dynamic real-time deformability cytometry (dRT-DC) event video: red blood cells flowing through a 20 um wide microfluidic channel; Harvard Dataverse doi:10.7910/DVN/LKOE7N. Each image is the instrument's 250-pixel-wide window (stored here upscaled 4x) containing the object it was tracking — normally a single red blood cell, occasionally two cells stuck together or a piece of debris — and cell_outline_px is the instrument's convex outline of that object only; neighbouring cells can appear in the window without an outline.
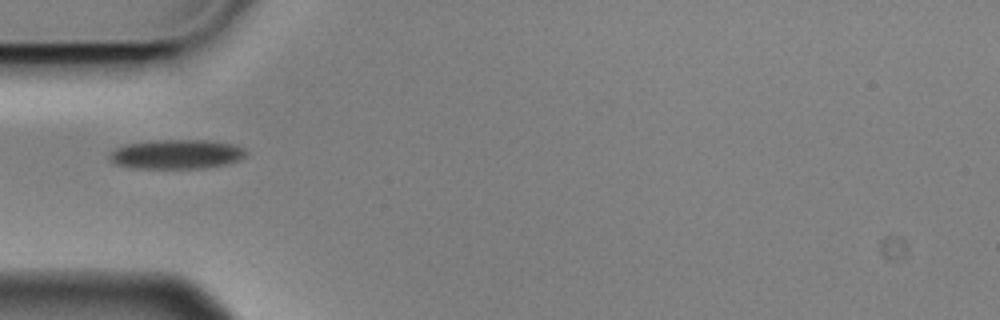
{"species": "Egyptian fruit bat (a non-hibernating species)", "species_latin": "Rousettus aegyptiacus", "temperature_condition": "cold", "stored_images_in_passage": 7, "camera_frame_rate_fps": 3000, "um_per_image_px": 0.085, "animal": {"sex": "male"}, "frame": {"image": 1, "passage_image": 1, "time_ms": 0.0, "image_size_px": [1000, 320], "cell_outline_px": [[248, 152], [240, 160], [228, 164], [204, 168], [128, 168], [116, 164], [108, 160], [108, 156], [116, 148], [128, 144], [156, 140], [208, 140], [232, 144], [244, 148]], "centroid_in_image_um": [15.01, 13.12], "position_along_channel_um": 70.0, "area_um2": 23.47}}
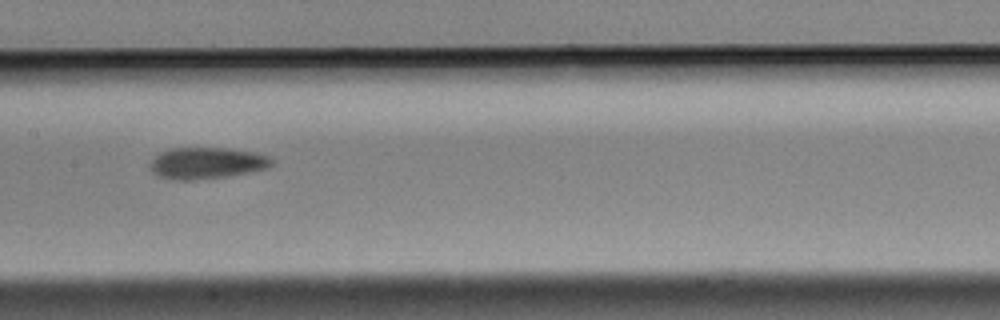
{"frame": {"image": 2, "passage_image": 4, "time_ms": 1.0, "image_size_px": [1000, 320], "cell_outline_px": [[272, 164], [268, 168], [228, 176], [192, 180], [176, 180], [160, 176], [152, 172], [148, 164], [160, 152], [168, 148], [228, 148], [256, 152], [272, 156]], "centroid_in_image_um": [17.58, 13.85], "position_along_channel_um": 189.8, "area_um2": 22.43}}
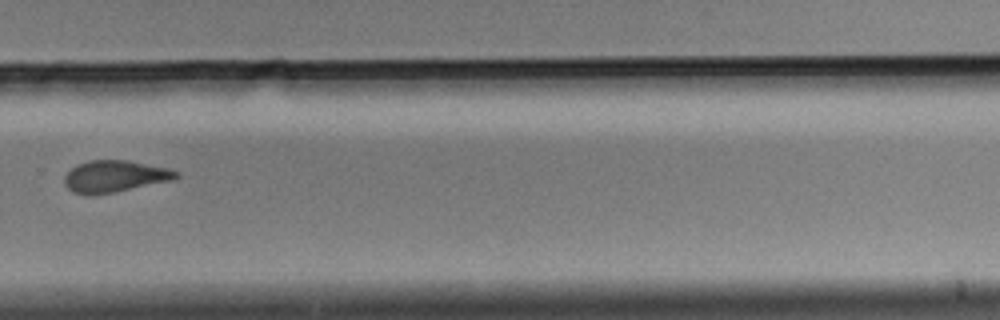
{"frame": {"image": 3, "passage_image": 7, "time_ms": 2.0, "image_size_px": [1000, 320], "cell_outline_px": [[180, 176], [172, 180], [116, 192], [96, 196], [88, 196], [72, 192], [64, 184], [64, 176], [76, 164], [88, 160], [128, 160], [168, 168], [180, 172]], "centroid_in_image_um": [9.73, 15.0], "position_along_channel_um": 320.1, "area_um2": 21.04}}